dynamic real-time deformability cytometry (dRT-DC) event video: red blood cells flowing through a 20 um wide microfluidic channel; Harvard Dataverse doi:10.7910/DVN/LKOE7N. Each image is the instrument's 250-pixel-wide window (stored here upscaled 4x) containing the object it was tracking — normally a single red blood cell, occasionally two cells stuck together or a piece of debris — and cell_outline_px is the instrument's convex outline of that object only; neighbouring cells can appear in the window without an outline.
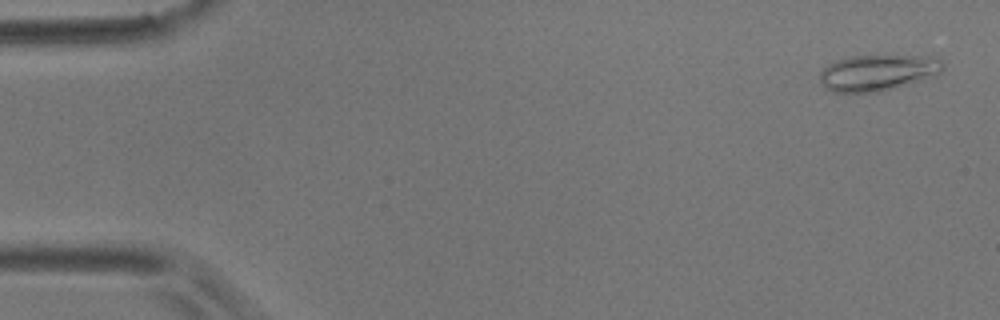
{"species": "common noctule bat (a hibernating species)", "species_latin": "Nyctalus noctula", "temperature_condition": "room temperature", "stored_images_in_passage": 55, "camera_frame_rate_fps": 3000, "um_per_image_px": 0.085, "animal": {"sex": "male", "body_mass_g": 17.9}, "frame": {"image": 1, "passage_image": 2, "time_ms": 0.333, "image_size_px": [1000, 320], "cell_outline_px": [[944, 68], [940, 72], [892, 88], [876, 92], [832, 92], [820, 84], [820, 72], [828, 64], [836, 60], [848, 56], [936, 56], [944, 64]], "centroid_in_image_um": [74.53, 6.16], "position_along_channel_um": 10.5, "area_um2": 25.43}}
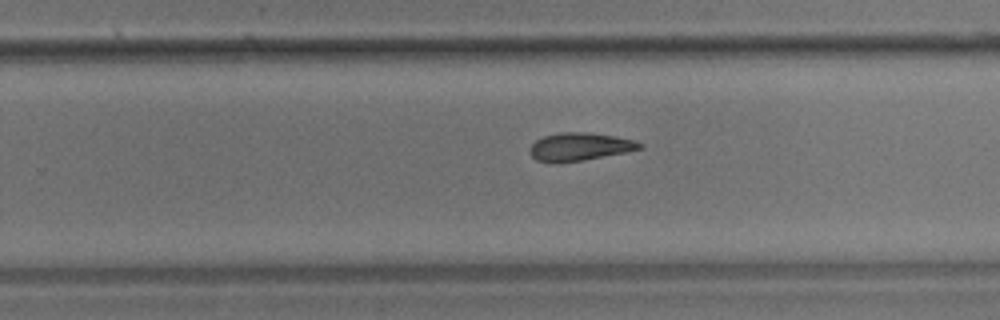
{"frame": {"image": 2, "passage_image": 35, "time_ms": 11.333, "image_size_px": [1000, 320], "cell_outline_px": [[644, 148], [624, 152], [580, 160], [556, 164], [552, 164], [536, 160], [528, 152], [528, 148], [536, 140], [544, 136], [560, 132], [584, 132], [612, 136], [632, 140], [644, 144]], "centroid_in_image_um": [49.19, 12.48], "position_along_channel_um": 280.6, "area_um2": 17.8}}
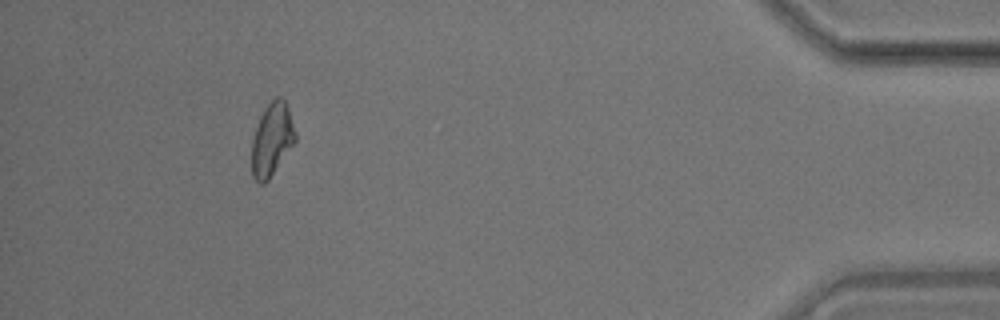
{"frame": {"image": 3, "passage_image": 51, "time_ms": 16.667, "image_size_px": [1000, 320], "cell_outline_px": [[296, 140], [268, 180], [264, 184], [260, 184], [252, 176], [252, 140], [260, 116], [264, 108], [276, 96], [280, 96], [284, 100], [288, 108], [296, 132]], "centroid_in_image_um": [23.11, 11.85], "position_along_channel_um": 412.1, "area_um2": 18.32}, "authors_computed_cell_mechanics": {"area_um2": 18.6694, "velocity_mm_per_s": 3.5797, "shape_relaxation_time_tau1_ms": null, "shape_relaxation_time_tau2_ms": 9.8825, "deformation_change_tau1": null, "deformation_change_tau2": 0.2145}}